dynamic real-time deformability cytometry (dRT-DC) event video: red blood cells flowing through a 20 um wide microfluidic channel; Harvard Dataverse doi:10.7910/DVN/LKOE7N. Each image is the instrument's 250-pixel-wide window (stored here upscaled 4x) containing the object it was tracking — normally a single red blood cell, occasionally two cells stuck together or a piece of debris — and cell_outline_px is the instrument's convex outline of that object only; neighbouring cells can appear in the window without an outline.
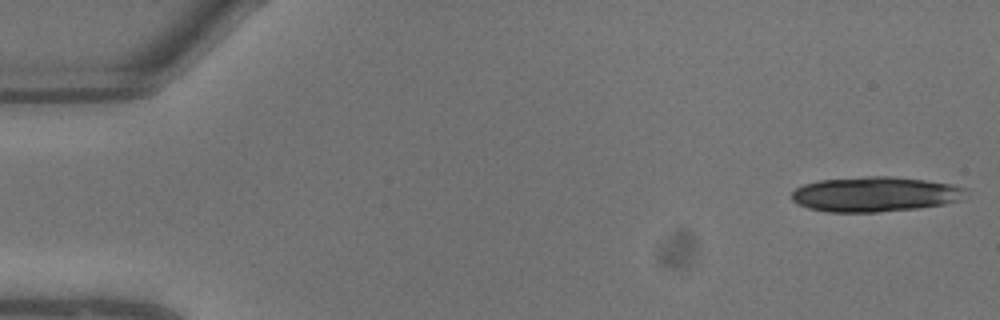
{"species": "common noctule bat (a hibernating species)", "species_latin": "Nyctalus noctula", "temperature_condition": "warm", "stored_images_in_passage": 15, "camera_frame_rate_fps": 3000, "um_per_image_px": 0.085, "animal": {"sex": "male", "body_mass_g": 13.3}, "frame": {"image": 1, "passage_image": 1, "time_ms": 0.0, "image_size_px": [1000, 320], "cell_outline_px": [[968, 188], [964, 200], [944, 204], [920, 208], [876, 212], [828, 212], [808, 208], [792, 200], [792, 192], [796, 188], [804, 184], [820, 180], [868, 176], [888, 176], [924, 180], [952, 184]], "centroid_in_image_um": [74.44, 16.51], "position_along_channel_um": 10.6, "area_um2": 35.66}}